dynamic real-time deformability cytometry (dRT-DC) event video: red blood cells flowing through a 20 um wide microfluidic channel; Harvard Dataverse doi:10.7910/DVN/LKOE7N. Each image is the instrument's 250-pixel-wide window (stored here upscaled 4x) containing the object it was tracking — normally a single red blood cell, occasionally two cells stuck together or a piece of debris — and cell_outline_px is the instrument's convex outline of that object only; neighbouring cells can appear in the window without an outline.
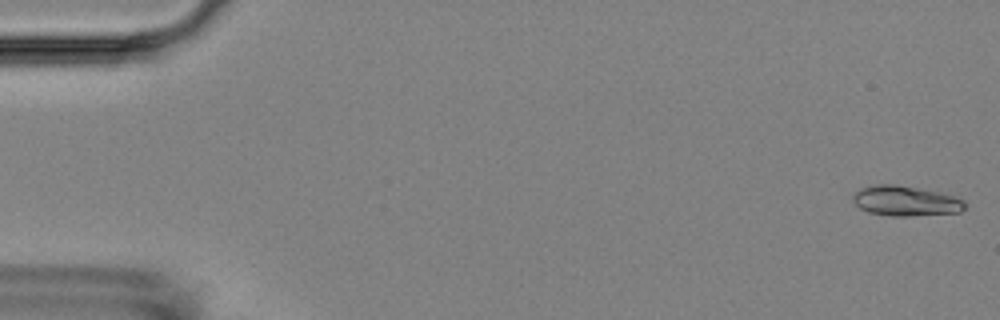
{"species": "Egyptian fruit bat (a non-hibernating species)", "species_latin": "Rousettus aegyptiacus", "temperature_condition": "room temperature", "stored_images_in_passage": 5, "camera_frame_rate_fps": 3000, "um_per_image_px": 0.085, "animal": {"sex": "female"}, "frame": {"image": 1, "passage_image": 1, "time_ms": 0.0, "image_size_px": [1000, 320], "cell_outline_px": [[964, 208], [960, 212], [908, 216], [892, 216], [868, 212], [860, 208], [852, 200], [852, 196], [860, 188], [876, 184], [896, 184], [940, 192], [956, 196], [964, 200]], "centroid_in_image_um": [76.97, 17.07], "position_along_channel_um": 8.0, "area_um2": 19.65}}